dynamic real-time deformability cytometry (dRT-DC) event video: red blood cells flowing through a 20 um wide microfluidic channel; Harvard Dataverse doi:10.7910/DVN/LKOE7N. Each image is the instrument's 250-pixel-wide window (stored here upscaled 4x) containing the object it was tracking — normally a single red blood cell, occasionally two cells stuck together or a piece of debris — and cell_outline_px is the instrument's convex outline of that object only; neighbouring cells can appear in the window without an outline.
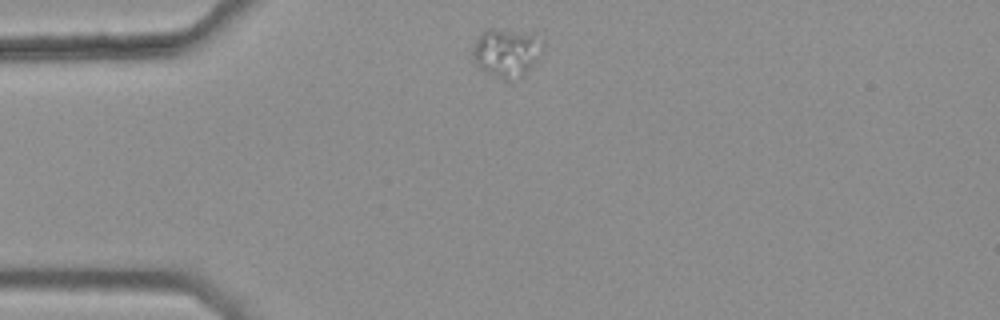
{"species": "common noctule bat (a hibernating species)", "species_latin": "Nyctalus noctula", "temperature_condition": "warm", "stored_images_in_passage": 39, "camera_frame_rate_fps": 3000, "um_per_image_px": 0.085, "animal": {"sex": "female", "body_mass_g": 25.1}, "frame": {"image": 1, "passage_image": 1, "time_ms": 0.0, "image_size_px": [1000, 320], "cell_outline_px": [[544, 48], [532, 64], [520, 76], [508, 80], [504, 80], [492, 76], [476, 68], [472, 56], [472, 44], [488, 28], [492, 28], [532, 36], [544, 44]], "centroid_in_image_um": [42.94, 4.52], "position_along_channel_um": 42.1, "area_um2": 19.19}}
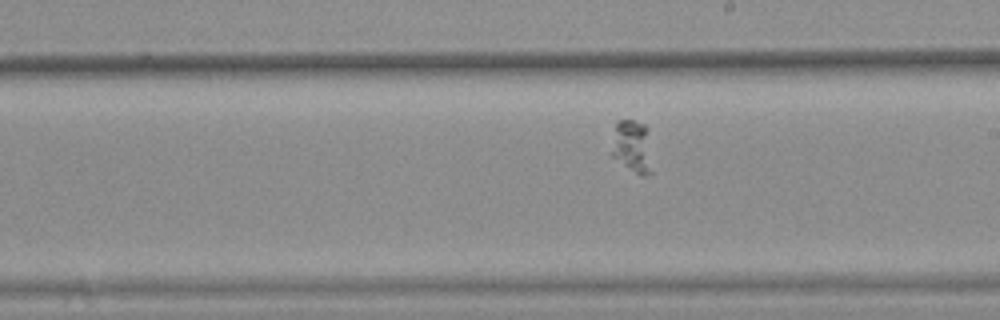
{"frame": {"image": 2, "passage_image": 19, "time_ms": 6.0, "image_size_px": [1000, 320], "cell_outline_px": [[652, 172], [648, 176], [640, 176], [612, 156], [612, 152], [616, 120], [632, 120], [644, 124], [648, 128]], "centroid_in_image_um": [53.78, 12.45], "position_along_channel_um": 235.2, "area_um2": 12.43}}
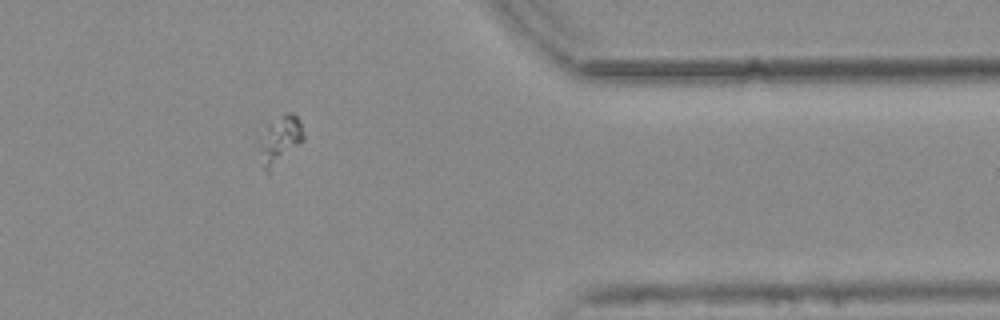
{"frame": {"image": 3, "passage_image": 33, "time_ms": 10.667, "image_size_px": [1000, 320], "cell_outline_px": [[304, 140], [268, 172], [264, 172], [256, 132], [268, 124], [288, 112], [292, 112], [300, 120], [304, 136]], "centroid_in_image_um": [23.74, 11.86], "position_along_channel_um": 387.7, "area_um2": 12.54}}